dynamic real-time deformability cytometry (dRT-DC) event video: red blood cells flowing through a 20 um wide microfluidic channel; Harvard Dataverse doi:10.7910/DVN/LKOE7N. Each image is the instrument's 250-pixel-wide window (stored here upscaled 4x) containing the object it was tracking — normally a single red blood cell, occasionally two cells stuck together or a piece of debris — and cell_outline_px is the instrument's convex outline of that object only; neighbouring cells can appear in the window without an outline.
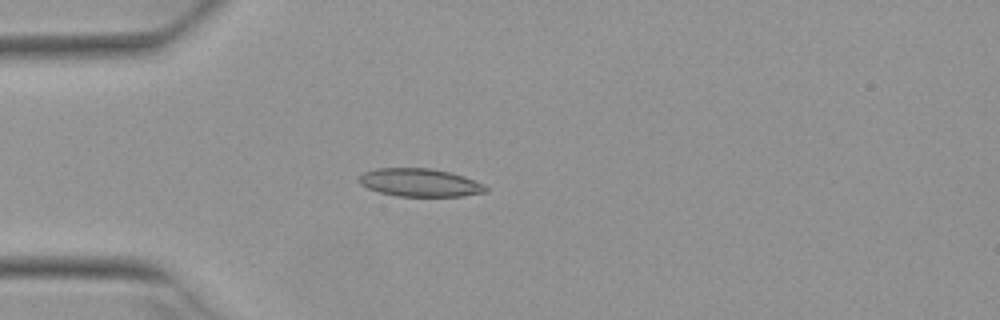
{"species": "Egyptian fruit bat (a non-hibernating species)", "species_latin": "Rousettus aegyptiacus", "temperature_condition": "warm", "stored_images_in_passage": 2, "camera_frame_rate_fps": 3000, "um_per_image_px": 0.085, "animal": {"sex": "female"}, "frame": {"image": 1, "passage_image": 2, "time_ms": 0.333, "image_size_px": [1000, 320], "cell_outline_px": [[488, 192], [464, 196], [396, 196], [380, 192], [368, 188], [360, 184], [360, 176], [364, 172], [376, 168], [432, 168], [452, 172], [464, 176], [484, 184], [488, 188]], "centroid_in_image_um": [35.74, 15.52], "position_along_channel_um": 49.3, "area_um2": 20.81}}